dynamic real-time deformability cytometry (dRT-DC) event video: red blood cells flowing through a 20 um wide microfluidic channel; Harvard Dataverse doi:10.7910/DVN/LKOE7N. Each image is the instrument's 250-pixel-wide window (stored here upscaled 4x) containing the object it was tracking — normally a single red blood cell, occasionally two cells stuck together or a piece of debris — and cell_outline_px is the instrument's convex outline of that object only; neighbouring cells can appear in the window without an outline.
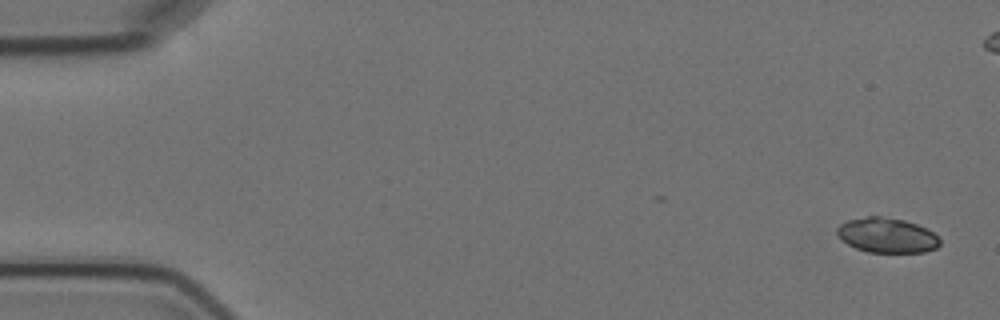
{"species": "Egyptian fruit bat (a non-hibernating species)", "species_latin": "Rousettus aegyptiacus", "temperature_condition": "cold", "stored_images_in_passage": 6, "segment_of_instrument_passage": [2, 2], "camera_frame_rate_fps": 3000, "um_per_image_px": 0.085, "animal": {"sex": "female"}, "frame": {"image": 1, "passage_image": 6, "time_ms": 5.667, "image_size_px": [1000, 320], "cell_outline_px": [[940, 244], [936, 248], [924, 252], [868, 252], [856, 248], [848, 244], [836, 232], [836, 228], [840, 224], [848, 220], [868, 216], [880, 216], [904, 220], [916, 224], [932, 232], [940, 240]], "centroid_in_image_um": [75.38, 20.0], "position_along_channel_um": 9.6, "area_um2": 20.63}}